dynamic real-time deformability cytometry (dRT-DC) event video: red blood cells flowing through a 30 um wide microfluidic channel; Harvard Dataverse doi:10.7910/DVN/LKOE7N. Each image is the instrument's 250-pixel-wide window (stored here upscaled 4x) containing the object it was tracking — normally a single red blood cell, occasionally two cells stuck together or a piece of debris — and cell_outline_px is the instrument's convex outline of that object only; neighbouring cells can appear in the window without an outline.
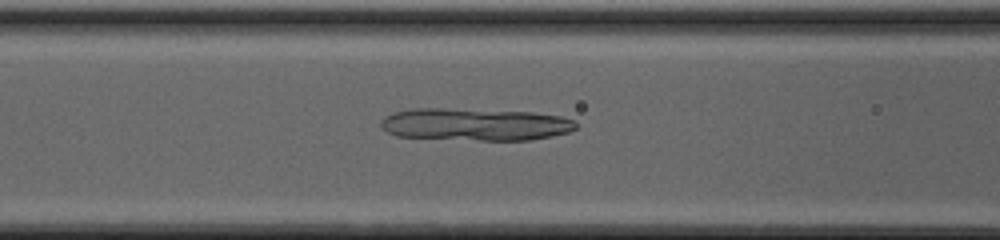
{"species": "common noctule bat (a hibernating species)", "species_latin": "Nyctalus noctula", "temperature_condition": "cold", "stored_images_in_passage": 50, "camera_frame_rate_fps": 3000, "um_per_image_px": 0.085, "animal": {"sex": "female", "body_mass_g": 20.0, "forearm_length_mm": 54.0}, "frame": {"image": 1, "passage_image": 23, "time_ms": 7.333, "image_size_px": [1000, 240], "cell_outline_px": [[576, 128], [568, 132], [552, 136], [528, 140], [480, 140], [396, 136], [388, 132], [380, 124], [380, 120], [384, 116], [396, 112], [412, 108], [440, 108], [532, 112], [560, 116], [572, 120], [576, 124]], "centroid_in_image_um": [40.37, 10.57], "position_along_channel_um": 126.2, "area_um2": 36.59}}
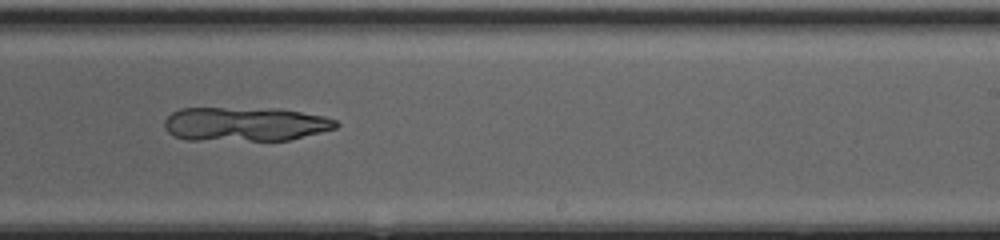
{"frame": {"image": 2, "passage_image": 33, "time_ms": 10.667, "image_size_px": [1000, 240], "cell_outline_px": [[340, 124], [336, 128], [288, 140], [188, 140], [176, 136], [168, 132], [164, 128], [164, 120], [172, 112], [180, 108], [280, 108], [324, 116], [336, 120]], "centroid_in_image_um": [20.83, 10.54], "position_along_channel_um": 268.2, "area_um2": 34.28}}
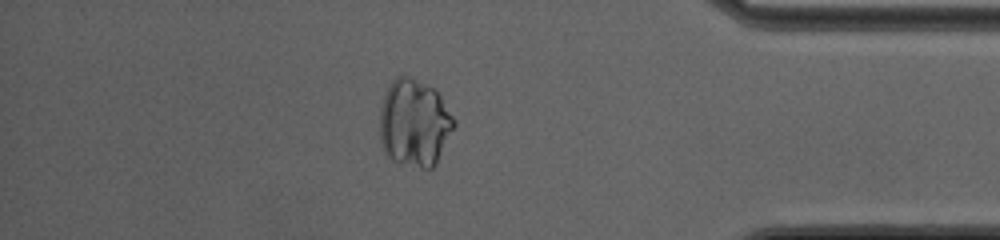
{"frame": {"image": 3, "passage_image": 44, "time_ms": 14.333, "image_size_px": [1000, 240], "cell_outline_px": [[456, 124], [436, 164], [432, 168], [420, 168], [392, 160], [384, 152], [380, 140], [380, 108], [384, 96], [392, 80], [396, 76], [404, 72], [432, 88], [440, 96], [456, 120]], "centroid_in_image_um": [35.21, 10.44], "position_along_channel_um": 400.0, "area_um2": 38.03}}